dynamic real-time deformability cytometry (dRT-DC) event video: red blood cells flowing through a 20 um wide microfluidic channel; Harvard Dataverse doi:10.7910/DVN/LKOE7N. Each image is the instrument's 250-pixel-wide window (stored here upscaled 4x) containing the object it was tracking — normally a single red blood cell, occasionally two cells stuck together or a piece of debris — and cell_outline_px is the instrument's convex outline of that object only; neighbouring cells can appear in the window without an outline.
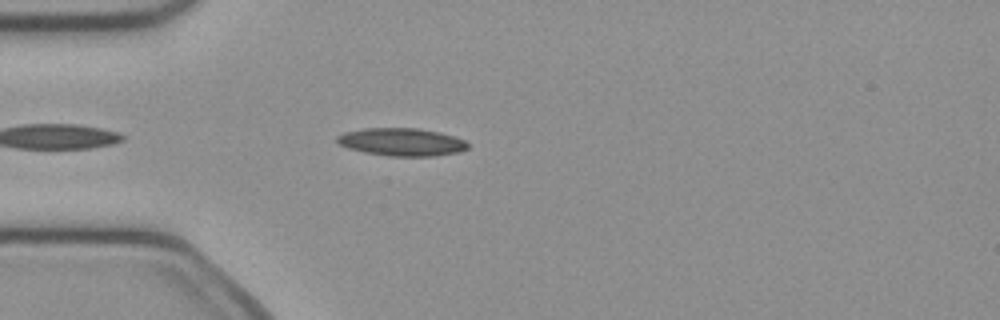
{"species": "common noctule bat (a hibernating species)", "species_latin": "Nyctalus noctula", "temperature_condition": "cold", "stored_images_in_passage": 23, "camera_frame_rate_fps": 3000, "um_per_image_px": 0.085, "animal": {"sex": "female", "body_mass_g": 21.9}, "frame": {"image": 1, "passage_image": 4, "time_ms": 1.0, "image_size_px": [1000, 320], "cell_outline_px": [[468, 148], [460, 152], [432, 156], [388, 156], [364, 152], [348, 148], [340, 144], [336, 140], [336, 136], [344, 132], [364, 128], [420, 128], [440, 132], [464, 140], [468, 144]], "centroid_in_image_um": [34.13, 12.06], "position_along_channel_um": 50.9, "area_um2": 21.21}}
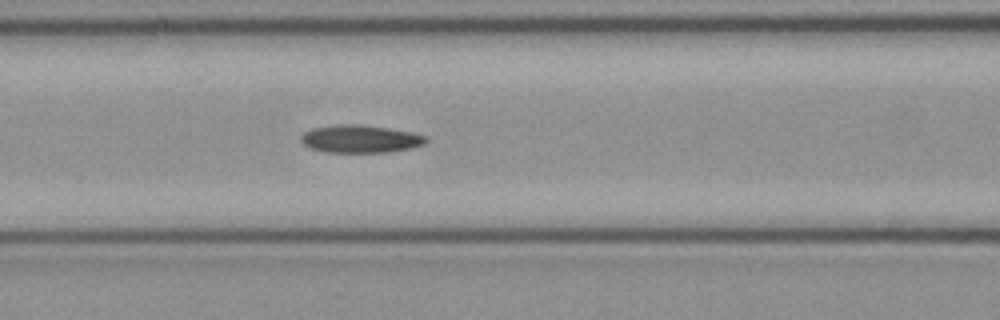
{"frame": {"image": 2, "passage_image": 11, "time_ms": 3.333, "image_size_px": [1000, 320], "cell_outline_px": [[428, 140], [424, 144], [412, 148], [388, 152], [328, 152], [312, 148], [304, 144], [300, 140], [300, 136], [304, 132], [312, 128], [340, 124], [360, 124], [388, 128], [412, 132], [424, 136]], "centroid_in_image_um": [30.63, 11.8], "position_along_channel_um": 136.0, "area_um2": 20.11}}
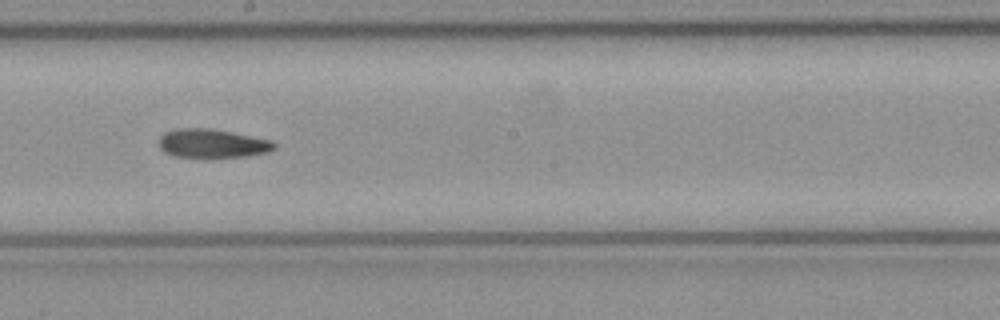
{"frame": {"image": 3, "passage_image": 18, "time_ms": 5.667, "image_size_px": [1000, 320], "cell_outline_px": [[276, 148], [268, 152], [248, 156], [172, 156], [164, 152], [160, 148], [156, 140], [164, 132], [176, 128], [212, 128], [272, 140], [276, 144]], "centroid_in_image_um": [18.01, 12.17], "position_along_channel_um": 230.2, "area_um2": 19.36}}